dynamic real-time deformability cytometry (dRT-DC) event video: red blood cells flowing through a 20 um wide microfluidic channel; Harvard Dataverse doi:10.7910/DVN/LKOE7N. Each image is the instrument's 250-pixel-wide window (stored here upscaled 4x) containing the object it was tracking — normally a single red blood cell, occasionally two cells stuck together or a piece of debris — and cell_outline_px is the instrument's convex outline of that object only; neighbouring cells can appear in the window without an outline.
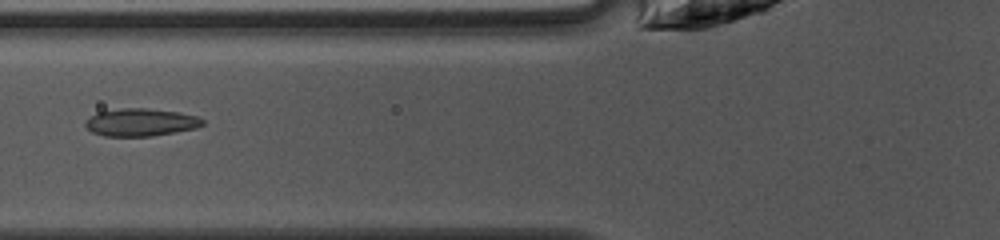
{"species": "common noctule bat (a hibernating species)", "species_latin": "Nyctalus noctula", "temperature_condition": "warm", "stored_images_in_passage": 48, "camera_frame_rate_fps": 3000, "um_per_image_px": 0.085, "animal": {"sex": "female", "body_mass_g": 10.0, "forearm_length_mm": 53.1}, "frame": {"image": 1, "passage_image": 19, "time_ms": 6.0, "image_size_px": [1000, 240], "cell_outline_px": [[204, 124], [196, 128], [152, 136], [104, 136], [92, 132], [84, 124], [96, 112], [120, 108], [144, 108], [176, 112], [196, 116], [204, 120]], "centroid_in_image_um": [11.95, 10.4], "position_along_channel_um": 113.8, "area_um2": 18.67}}
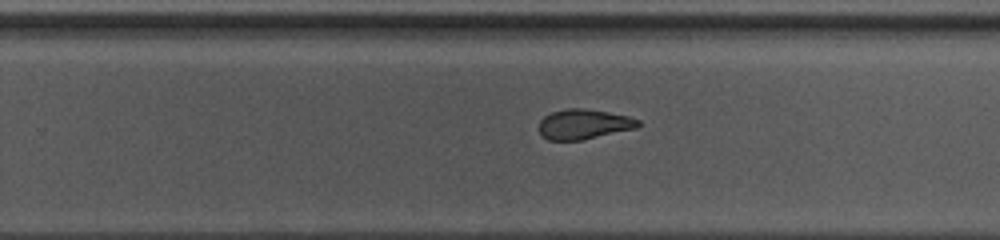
{"frame": {"image": 2, "passage_image": 31, "time_ms": 10.0, "image_size_px": [1000, 240], "cell_outline_px": [[640, 124], [636, 128], [580, 140], [548, 140], [540, 136], [536, 128], [540, 120], [544, 116], [552, 112], [564, 108], [584, 108], [608, 112], [628, 116], [640, 120]], "centroid_in_image_um": [49.54, 10.55], "position_along_channel_um": 280.3, "area_um2": 17.51}}
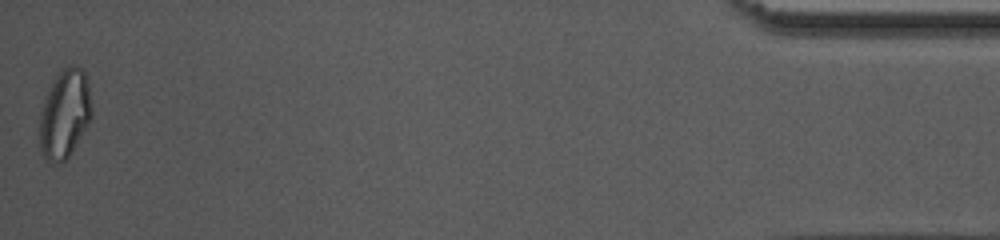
{"frame": {"image": 3, "passage_image": 48, "time_ms": 15.667, "image_size_px": [1000, 240], "cell_outline_px": [[92, 116], [68, 156], [64, 160], [56, 164], [52, 164], [44, 156], [40, 148], [40, 112], [44, 100], [56, 76], [68, 64], [76, 64], [84, 68], [88, 88], [92, 112]], "centroid_in_image_um": [5.49, 9.65], "position_along_channel_um": 429.7, "area_um2": 26.47}, "authors_computed_cell_mechanics": {"area_um2": 18.9584, "velocity_mm_per_s": 4.161, "shape_relaxation_time_tau1_ms": null, "shape_relaxation_time_tau2_ms": 2.3615, "deformation_change_tau1": null, "deformation_change_tau2": 0.077}}